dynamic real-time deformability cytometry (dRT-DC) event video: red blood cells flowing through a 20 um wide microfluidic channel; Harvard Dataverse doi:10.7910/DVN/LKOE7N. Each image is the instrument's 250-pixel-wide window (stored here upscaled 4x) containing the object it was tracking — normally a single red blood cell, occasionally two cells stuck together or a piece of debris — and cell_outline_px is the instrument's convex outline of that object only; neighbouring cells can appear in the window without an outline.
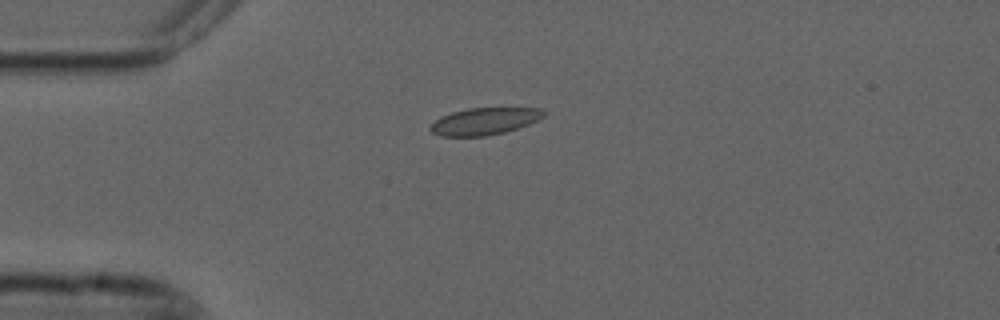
{"species": "common noctule bat (a hibernating species)", "species_latin": "Nyctalus noctula", "temperature_condition": "cold", "stored_images_in_passage": 7, "camera_frame_rate_fps": 3000, "um_per_image_px": 0.085, "animal": {"sex": "male", "forearm_length_mm": 52.5}, "frame": {"image": 1, "passage_image": 3, "time_ms": 0.667, "image_size_px": [1000, 320], "cell_outline_px": [[544, 116], [528, 124], [504, 132], [484, 136], [440, 136], [432, 132], [428, 128], [440, 116], [452, 112], [468, 108], [540, 108], [544, 112]], "centroid_in_image_um": [41.13, 10.3], "position_along_channel_um": 43.9, "area_um2": 17.63}}
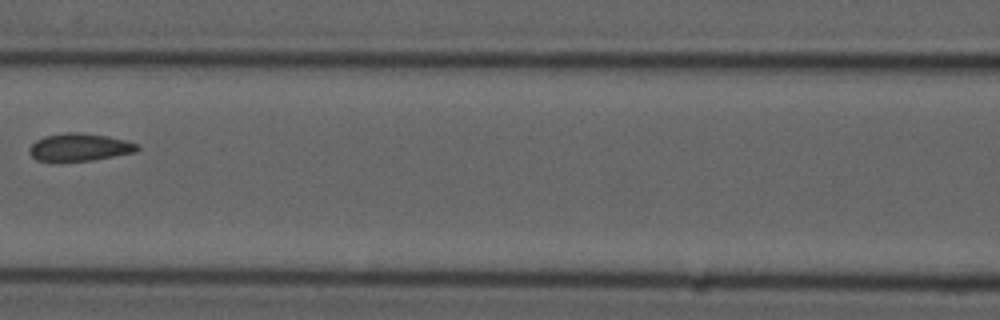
{"frame": {"image": 2, "passage_image": 6, "time_ms": 1.667, "image_size_px": [1000, 320], "cell_outline_px": [[140, 148], [136, 152], [96, 160], [36, 160], [28, 152], [28, 148], [36, 140], [44, 136], [64, 132], [80, 132], [108, 136], [128, 140], [140, 144]], "centroid_in_image_um": [6.82, 12.49], "position_along_channel_um": 159.8, "area_um2": 17.51}}
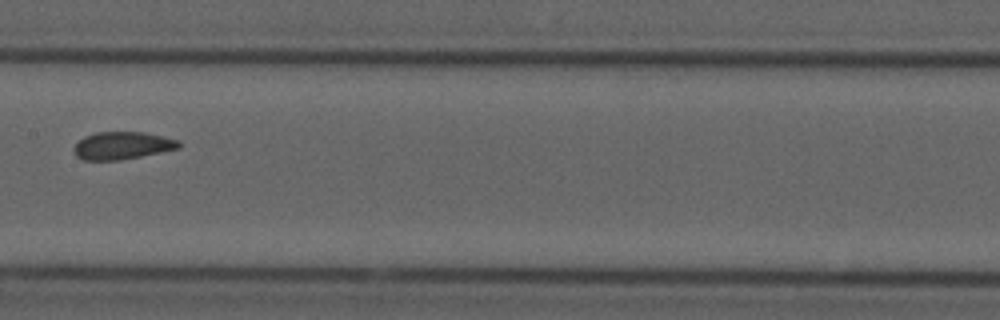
{"frame": {"image": 3, "passage_image": 7, "time_ms": 2.0, "image_size_px": [1000, 320], "cell_outline_px": [[180, 148], [120, 160], [84, 160], [76, 156], [72, 148], [84, 136], [96, 132], [144, 132], [180, 140]], "centroid_in_image_um": [10.38, 12.37], "position_along_channel_um": 197.0, "area_um2": 16.82}}